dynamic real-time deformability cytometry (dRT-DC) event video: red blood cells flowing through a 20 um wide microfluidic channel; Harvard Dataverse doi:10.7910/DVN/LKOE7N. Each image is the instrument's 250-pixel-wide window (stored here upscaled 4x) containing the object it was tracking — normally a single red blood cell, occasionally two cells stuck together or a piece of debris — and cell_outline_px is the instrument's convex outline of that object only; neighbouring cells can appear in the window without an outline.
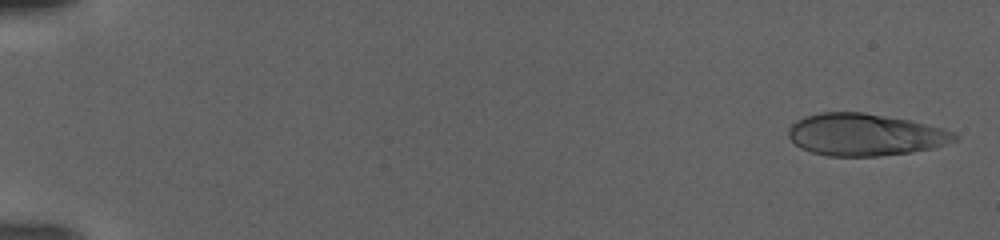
{"species": "human", "species_latin": "Homo sapiens", "temperature_condition": "warm", "stored_images_in_passage": 104, "camera_frame_rate_fps": 3000, "um_per_image_px": 0.085, "donor": {"sex": "female"}, "frame": {"image": 1, "passage_image": 3, "time_ms": 0.667, "image_size_px": [1000, 240], "cell_outline_px": [[960, 136], [956, 140], [932, 148], [912, 152], [880, 156], [828, 156], [812, 152], [800, 148], [788, 136], [788, 128], [796, 120], [804, 116], [820, 112], [864, 112], [908, 120], [940, 128], [952, 132]], "centroid_in_image_um": [73.48, 11.45], "position_along_channel_um": 11.5, "area_um2": 40.63}}
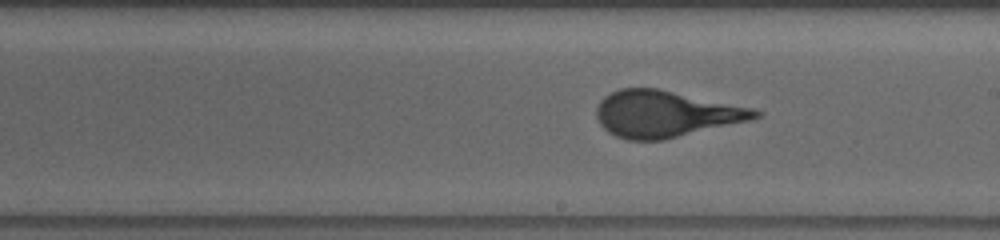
{"frame": {"image": 2, "passage_image": 62, "time_ms": 20.333, "image_size_px": [1000, 240], "cell_outline_px": [[764, 112], [760, 116], [752, 120], [664, 140], [628, 140], [616, 136], [608, 132], [600, 124], [596, 116], [596, 108], [600, 100], [604, 96], [620, 88], [656, 88], [752, 108]], "centroid_in_image_um": [56.55, 9.69], "position_along_channel_um": 232.4, "area_um2": 42.89}}
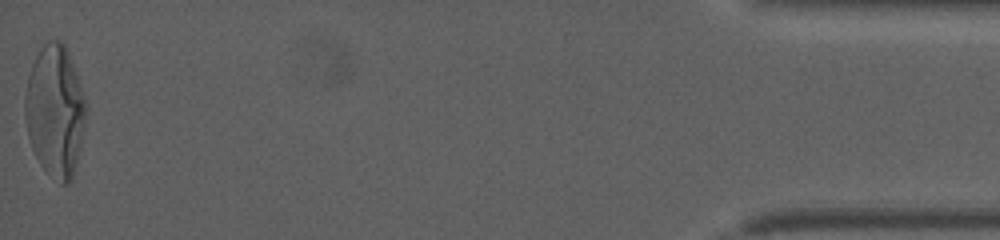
{"frame": {"image": 3, "passage_image": 104, "time_ms": 34.333, "image_size_px": [1000, 240], "cell_outline_px": [[88, 108], [80, 148], [72, 180], [68, 184], [60, 184], [40, 164], [32, 148], [28, 136], [24, 116], [24, 96], [28, 76], [32, 64], [40, 48], [48, 40], [60, 40], [68, 48]], "centroid_in_image_um": [4.69, 9.41], "position_along_channel_um": 430.5, "area_um2": 47.11}}